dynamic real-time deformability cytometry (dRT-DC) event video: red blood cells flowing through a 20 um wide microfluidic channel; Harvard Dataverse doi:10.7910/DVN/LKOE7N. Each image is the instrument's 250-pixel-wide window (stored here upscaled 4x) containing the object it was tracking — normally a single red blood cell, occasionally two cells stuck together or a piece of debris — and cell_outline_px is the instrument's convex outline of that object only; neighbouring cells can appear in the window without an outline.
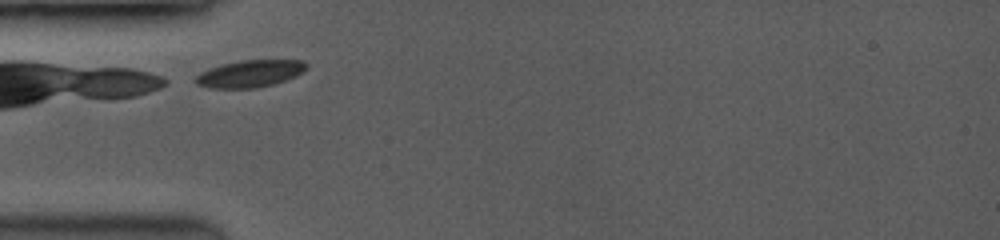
{"species": "common noctule bat (a hibernating species)", "species_latin": "Nyctalus noctula", "temperature_condition": "room temperature", "stored_images_in_passage": 44, "camera_frame_rate_fps": 3500, "um_per_image_px": 0.085, "animal": {"sex": "female", "body_mass_g": 19.0, "forearm_length_mm": 53.3}, "frame": {"image": 1, "passage_image": 1, "time_ms": 0.0, "image_size_px": [1000, 240], "cell_outline_px": [[308, 64], [304, 72], [296, 76], [272, 84], [252, 88], [212, 88], [196, 84], [196, 76], [200, 72], [224, 64], [240, 60], [304, 60]], "centroid_in_image_um": [21.29, 6.25], "position_along_channel_um": 63.7, "area_um2": 17.28}}